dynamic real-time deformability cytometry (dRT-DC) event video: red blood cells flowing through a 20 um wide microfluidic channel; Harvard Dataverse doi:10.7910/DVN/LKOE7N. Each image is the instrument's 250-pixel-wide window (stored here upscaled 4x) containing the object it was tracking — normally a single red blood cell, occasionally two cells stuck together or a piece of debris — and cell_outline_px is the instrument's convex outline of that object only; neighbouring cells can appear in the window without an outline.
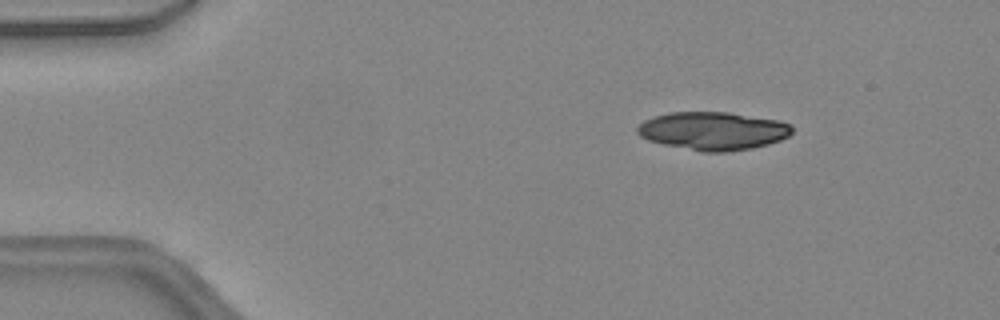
{"species": "common noctule bat (a hibernating species)", "species_latin": "Nyctalus noctula", "temperature_condition": "warm", "stored_images_in_passage": 45, "camera_frame_rate_fps": 3000, "um_per_image_px": 0.085, "animal": {"sex": "female", "body_mass_g": 24.6, "forearm_length_mm": 56.2}, "frame": {"image": 1, "passage_image": 7, "time_ms": 2.0, "image_size_px": [1000, 320], "cell_outline_px": [[792, 132], [788, 136], [780, 140], [768, 144], [752, 148], [724, 152], [704, 152], [664, 144], [648, 140], [640, 136], [636, 132], [636, 128], [644, 120], [652, 116], [668, 112], [728, 112], [780, 120], [792, 124]], "centroid_in_image_um": [60.6, 11.11], "position_along_channel_um": 24.4, "area_um2": 34.51}}
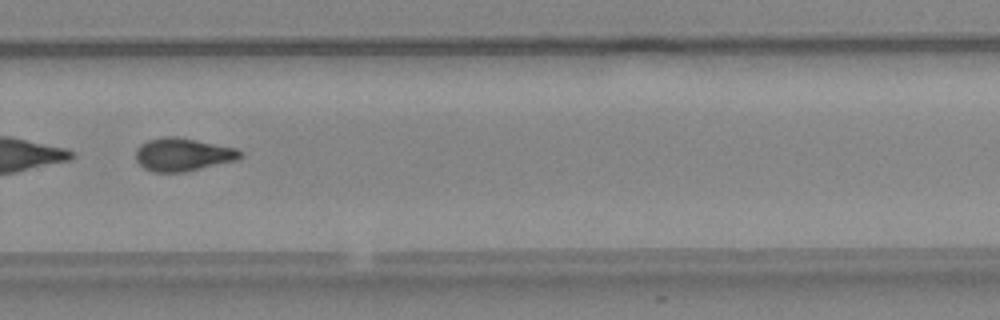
{"frame": {"image": 2, "passage_image": 32, "time_ms": 10.333, "image_size_px": [1000, 320], "cell_outline_px": [[244, 156], [236, 160], [184, 172], [152, 172], [144, 168], [136, 160], [136, 148], [140, 144], [148, 140], [164, 136], [176, 136], [236, 148], [244, 152]], "centroid_in_image_um": [15.54, 13.13], "position_along_channel_um": 314.3, "area_um2": 20.17}, "authors_computed_cell_mechanics": {"area_um2": 21.7906, "velocity_mm_per_s": 4.5015, "shape_relaxation_time_tau1_ms": 9.6258, "shape_relaxation_time_tau2_ms": 4.4196, "deformation_change_tau1": 0.2491, "deformation_change_tau2": 0.1299}}